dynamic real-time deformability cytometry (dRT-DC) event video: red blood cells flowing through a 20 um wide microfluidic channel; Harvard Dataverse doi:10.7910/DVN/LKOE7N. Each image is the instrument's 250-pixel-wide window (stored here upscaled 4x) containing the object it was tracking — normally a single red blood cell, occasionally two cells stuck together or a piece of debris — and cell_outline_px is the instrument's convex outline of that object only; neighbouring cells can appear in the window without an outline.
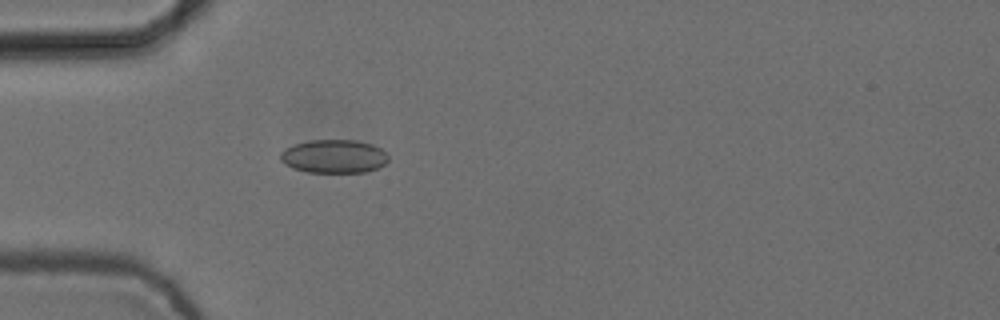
{"species": "common noctule bat (a hibernating species)", "species_latin": "Nyctalus noctula", "temperature_condition": "cold", "stored_images_in_passage": 2, "camera_frame_rate_fps": 3000, "um_per_image_px": 0.085, "animal": {"sex": "female", "body_mass_g": 24.6, "forearm_length_mm": 56.2}, "frame": {"image": 1, "passage_image": 2, "time_ms": 0.333, "image_size_px": [1000, 320], "cell_outline_px": [[388, 160], [384, 164], [376, 168], [364, 172], [308, 172], [292, 168], [284, 164], [280, 160], [280, 152], [284, 148], [292, 144], [308, 140], [356, 140], [372, 144], [380, 148], [388, 156]], "centroid_in_image_um": [28.33, 13.28], "position_along_channel_um": 56.7, "area_um2": 21.15}}